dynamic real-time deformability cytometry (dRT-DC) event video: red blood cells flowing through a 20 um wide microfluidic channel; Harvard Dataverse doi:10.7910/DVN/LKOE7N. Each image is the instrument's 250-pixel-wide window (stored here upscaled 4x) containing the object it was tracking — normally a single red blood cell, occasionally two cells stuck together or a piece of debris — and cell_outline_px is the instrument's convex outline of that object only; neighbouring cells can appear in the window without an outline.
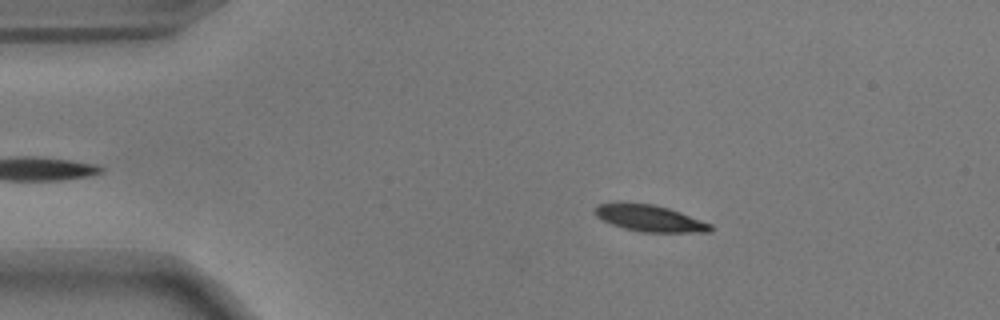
{"species": "common noctule bat (a hibernating species)", "species_latin": "Nyctalus noctula", "temperature_condition": "warm", "stored_images_in_passage": 46, "camera_frame_rate_fps": 3000, "um_per_image_px": 0.085, "animal": {"sex": "male", "body_mass_g": 17.9}, "frame": {"image": 1, "passage_image": 9, "time_ms": 2.667, "image_size_px": [1000, 320], "cell_outline_px": [[712, 228], [708, 232], [640, 232], [624, 228], [600, 220], [592, 212], [592, 208], [596, 204], [616, 200], [652, 204], [668, 208], [680, 212], [712, 224]], "centroid_in_image_um": [55.08, 18.51], "position_along_channel_um": 29.9, "area_um2": 18.44}}
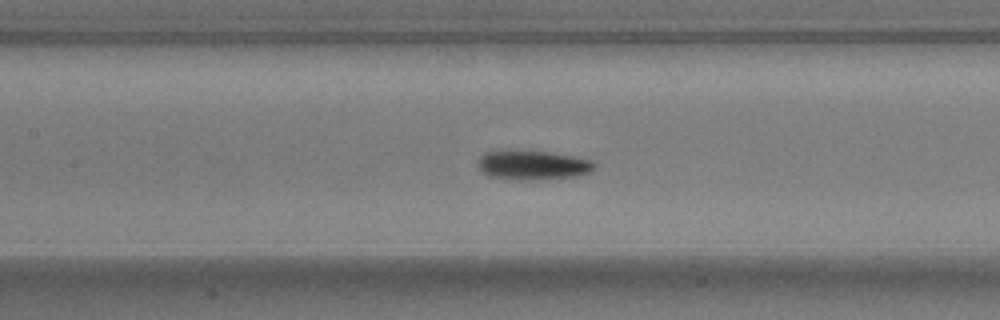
{"frame": {"image": 2, "passage_image": 24, "time_ms": 7.667, "image_size_px": [1000, 320], "cell_outline_px": [[596, 168], [592, 172], [576, 176], [536, 180], [520, 180], [488, 176], [476, 164], [476, 160], [484, 152], [548, 152], [572, 156], [592, 160], [596, 164]], "centroid_in_image_um": [45.32, 14.06], "position_along_channel_um": 162.1, "area_um2": 19.65}}
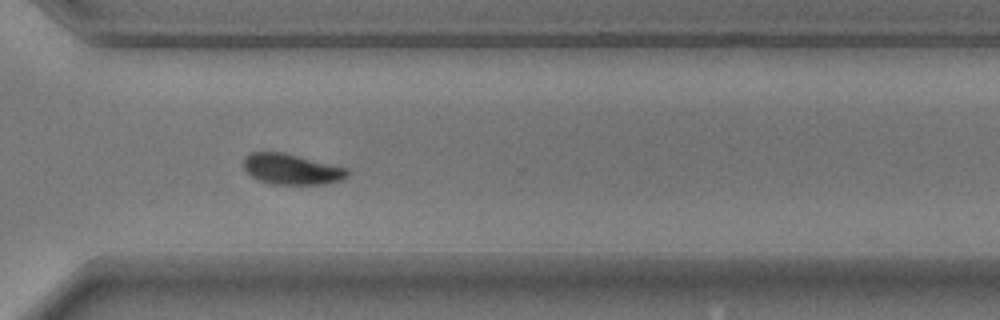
{"frame": {"image": 3, "passage_image": 39, "time_ms": 12.667, "image_size_px": [1000, 320], "cell_outline_px": [[348, 176], [340, 180], [324, 184], [272, 184], [256, 180], [244, 168], [244, 156], [248, 152], [284, 152], [348, 168]], "centroid_in_image_um": [24.76, 14.37], "position_along_channel_um": 345.8, "area_um2": 18.61}, "authors_computed_cell_mechanics": {"area_um2": 18.4382, "velocity_mm_per_s": 3.6826, "shape_relaxation_time_tau1_ms": 2.9857, "shape_relaxation_time_tau2_ms": 2.1917, "deformation_change_tau1": 0.1378, "deformation_change_tau2": 0.0701}}